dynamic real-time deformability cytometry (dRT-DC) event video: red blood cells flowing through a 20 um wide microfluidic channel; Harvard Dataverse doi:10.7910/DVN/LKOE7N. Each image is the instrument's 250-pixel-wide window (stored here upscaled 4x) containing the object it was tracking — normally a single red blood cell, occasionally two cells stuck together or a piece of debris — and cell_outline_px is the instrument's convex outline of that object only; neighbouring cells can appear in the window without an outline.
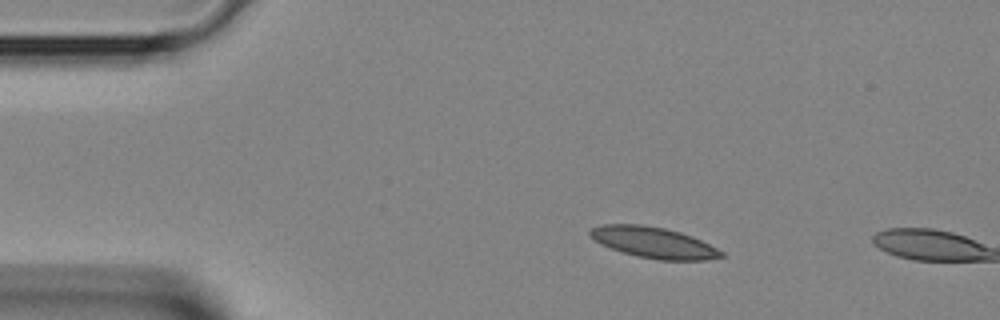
{"species": "Egyptian fruit bat (a non-hibernating species)", "species_latin": "Rousettus aegyptiacus", "temperature_condition": "room temperature", "stored_images_in_passage": 2, "camera_frame_rate_fps": 3000, "um_per_image_px": 0.085, "animal": {"sex": "female"}, "frame": {"image": 1, "passage_image": 1, "time_ms": 0.0, "image_size_px": [1000, 320], "cell_outline_px": [[724, 256], [704, 260], [660, 260], [636, 256], [600, 244], [588, 236], [588, 232], [592, 228], [604, 224], [640, 224], [664, 228], [680, 232], [692, 236], [724, 252]], "centroid_in_image_um": [55.53, 20.61], "position_along_channel_um": 29.5, "area_um2": 23.52}}